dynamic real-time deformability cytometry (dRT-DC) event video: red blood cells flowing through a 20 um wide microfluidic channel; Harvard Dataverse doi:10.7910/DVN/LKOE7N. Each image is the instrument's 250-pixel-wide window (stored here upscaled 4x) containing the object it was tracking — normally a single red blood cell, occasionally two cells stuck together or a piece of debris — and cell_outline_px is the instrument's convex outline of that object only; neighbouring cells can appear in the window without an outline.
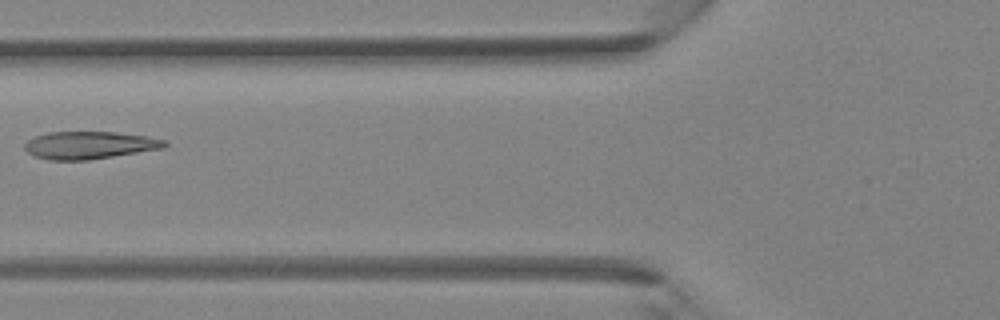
{"species": "Egyptian fruit bat (a non-hibernating species)", "species_latin": "Rousettus aegyptiacus", "temperature_condition": "room temperature", "stored_images_in_passage": 5, "camera_frame_rate_fps": 3000, "um_per_image_px": 0.085, "animal": {"sex": "female"}, "frame": {"image": 1, "passage_image": 5, "time_ms": 1.333, "image_size_px": [1000, 320], "cell_outline_px": [[168, 144], [164, 148], [88, 160], [48, 160], [36, 156], [28, 152], [24, 148], [24, 144], [28, 140], [36, 136], [48, 132], [116, 132], [144, 136], [164, 140]], "centroid_in_image_um": [7.58, 12.34], "position_along_channel_um": 118.2, "area_um2": 22.25}}